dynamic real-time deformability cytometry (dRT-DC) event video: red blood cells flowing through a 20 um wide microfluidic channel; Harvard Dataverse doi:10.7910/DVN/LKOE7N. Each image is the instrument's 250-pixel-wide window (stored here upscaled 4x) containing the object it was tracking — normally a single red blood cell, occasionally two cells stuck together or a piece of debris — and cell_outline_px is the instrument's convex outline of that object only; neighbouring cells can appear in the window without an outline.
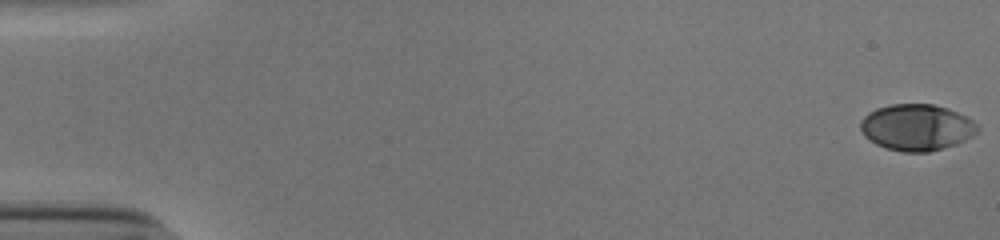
{"species": "human", "species_latin": "Homo sapiens", "temperature_condition": "cold", "stored_images_in_passage": 54, "camera_frame_rate_fps": 3000, "um_per_image_px": 0.085, "donor": {"sex": "male"}, "frame": {"image": 1, "passage_image": 1, "time_ms": 0.0, "image_size_px": [1000, 240], "cell_outline_px": [[980, 128], [972, 136], [956, 144], [944, 148], [928, 152], [904, 152], [888, 148], [876, 144], [864, 136], [860, 128], [860, 120], [868, 112], [876, 108], [892, 104], [932, 104], [948, 108], [968, 116]], "centroid_in_image_um": [77.91, 10.82], "position_along_channel_um": 7.1, "area_um2": 31.73}}
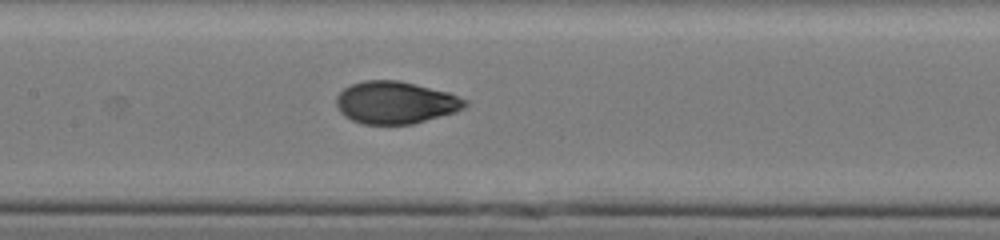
{"frame": {"image": 2, "passage_image": 27, "time_ms": 8.667, "image_size_px": [1000, 240], "cell_outline_px": [[468, 104], [464, 108], [456, 112], [412, 124], [364, 124], [352, 120], [344, 116], [340, 112], [336, 104], [336, 96], [344, 88], [352, 84], [364, 80], [400, 80], [448, 92], [468, 100]], "centroid_in_image_um": [33.62, 8.71], "position_along_channel_um": 173.8, "area_um2": 31.85}}
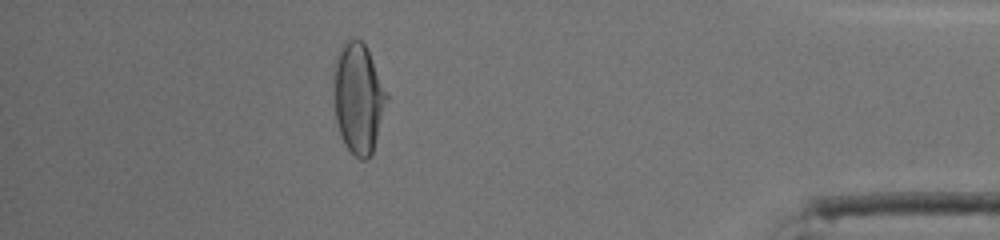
{"frame": {"image": 3, "passage_image": 48, "time_ms": 15.667, "image_size_px": [1000, 240], "cell_outline_px": [[388, 100], [372, 152], [368, 160], [360, 160], [344, 144], [340, 136], [336, 120], [336, 60], [340, 44], [348, 40], [360, 40], [364, 44], [388, 92]], "centroid_in_image_um": [30.49, 8.38], "position_along_channel_um": 404.7, "area_um2": 33.23}, "authors_computed_cell_mechanics": {"area_um2": 31.6744, "velocity_mm_per_s": 3.8977, "shape_relaxation_time_tau1_ms": 4.701, "shape_relaxation_time_tau2_ms": null, "deformation_change_tau1": 0.1967, "deformation_change_tau2": null}}